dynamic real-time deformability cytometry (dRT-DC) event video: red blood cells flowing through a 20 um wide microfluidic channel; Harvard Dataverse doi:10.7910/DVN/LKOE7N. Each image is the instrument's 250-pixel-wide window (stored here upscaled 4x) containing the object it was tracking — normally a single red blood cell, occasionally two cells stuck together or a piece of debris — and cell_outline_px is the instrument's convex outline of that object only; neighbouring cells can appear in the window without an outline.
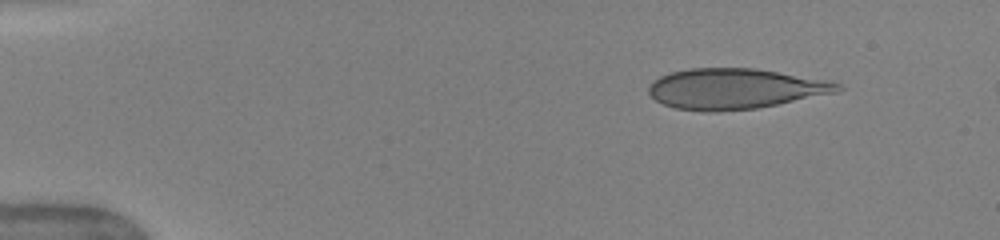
{"species": "human", "species_latin": "Homo sapiens", "temperature_condition": "warm", "stored_images_in_passage": 29, "camera_frame_rate_fps": 3000, "um_per_image_px": 0.085, "donor": {"sex": "female"}, "frame": {"image": 1, "passage_image": 5, "time_ms": 1.667, "image_size_px": [1000, 240], "cell_outline_px": [[844, 88], [836, 92], [756, 108], [720, 112], [704, 112], [676, 108], [664, 104], [656, 100], [648, 92], [648, 88], [652, 80], [660, 76], [672, 72], [688, 68], [752, 68], [824, 80], [840, 84]], "centroid_in_image_um": [62.39, 7.55], "position_along_channel_um": 22.6, "area_um2": 44.1}}
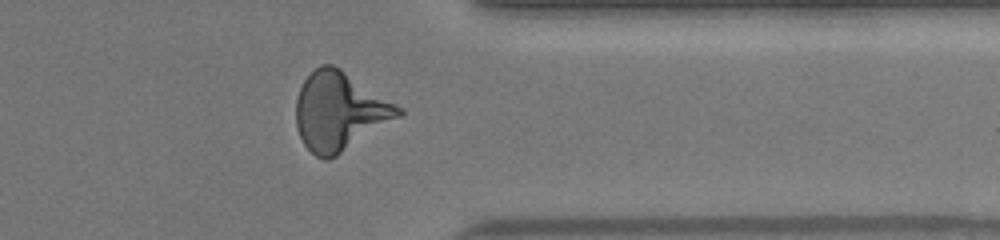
{"frame": {"image": 2, "passage_image": 25, "time_ms": 13.0, "image_size_px": [1000, 240], "cell_outline_px": [[404, 112], [400, 116], [336, 156], [328, 160], [324, 160], [316, 156], [304, 144], [300, 136], [296, 124], [296, 100], [300, 88], [304, 80], [320, 64], [332, 64], [340, 68], [404, 108]], "centroid_in_image_um": [28.86, 9.45], "position_along_channel_um": 382.5, "area_um2": 46.36}, "authors_computed_cell_mechanics": {"area_um2": 44.217, "velocity_mm_per_s": 4.0775, "shape_relaxation_time_tau1_ms": 5.1561, "shape_relaxation_time_tau2_ms": null, "deformation_change_tau1": 0.1831, "deformation_change_tau2": null}}